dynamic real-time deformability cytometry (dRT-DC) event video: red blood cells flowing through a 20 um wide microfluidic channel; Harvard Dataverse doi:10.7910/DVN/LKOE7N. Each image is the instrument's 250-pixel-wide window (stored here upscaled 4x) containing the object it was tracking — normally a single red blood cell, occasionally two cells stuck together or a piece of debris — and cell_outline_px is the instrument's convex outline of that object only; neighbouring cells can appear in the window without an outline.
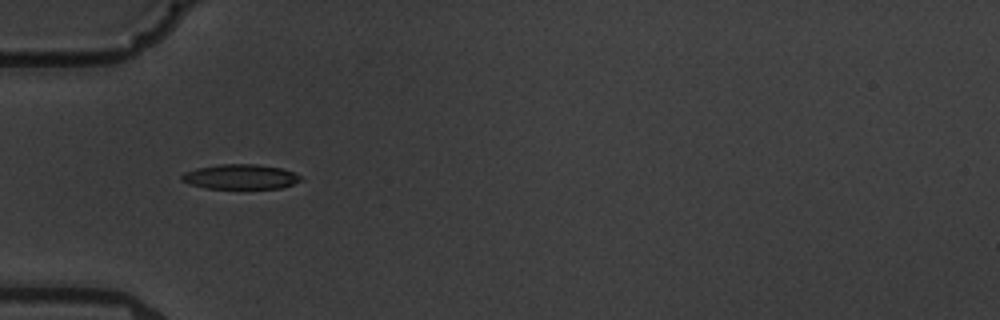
{"species": "common noctule bat (a hibernating species)", "species_latin": "Nyctalus noctula", "temperature_condition": "warm", "stored_images_in_passage": 2, "camera_frame_rate_fps": 3000, "um_per_image_px": 0.085, "animal": {"sex": "male", "body_mass_g": 19.5, "forearm_length_mm": 54.6}, "frame": {"image": 1, "passage_image": 1, "time_ms": 0.0, "image_size_px": [1000, 320], "cell_outline_px": [[304, 180], [280, 188], [204, 188], [188, 184], [180, 180], [180, 176], [184, 172], [196, 168], [220, 164], [256, 164], [280, 168], [304, 176]], "centroid_in_image_um": [20.42, 15.02], "position_along_channel_um": 64.6, "area_um2": 17.34}}
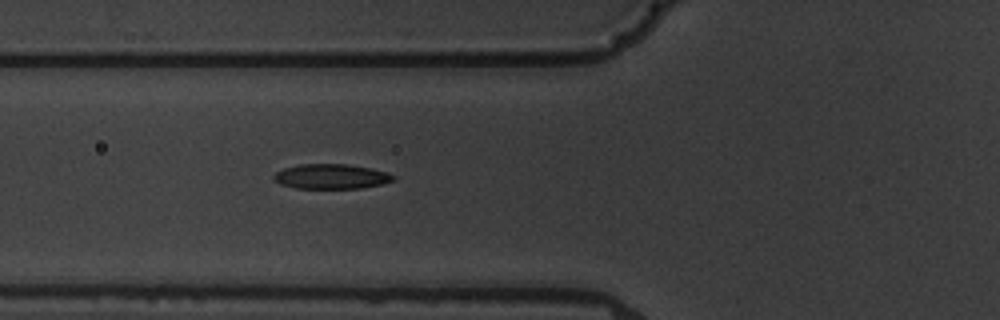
{"frame": {"image": 2, "passage_image": 2, "time_ms": 1.0, "image_size_px": [1000, 320], "cell_outline_px": [[396, 176], [392, 180], [380, 184], [360, 188], [296, 188], [280, 184], [272, 180], [272, 176], [276, 172], [284, 168], [300, 164], [348, 164], [372, 168], [388, 172]], "centroid_in_image_um": [28.12, 14.99], "position_along_channel_um": 97.7, "area_um2": 17.34}}